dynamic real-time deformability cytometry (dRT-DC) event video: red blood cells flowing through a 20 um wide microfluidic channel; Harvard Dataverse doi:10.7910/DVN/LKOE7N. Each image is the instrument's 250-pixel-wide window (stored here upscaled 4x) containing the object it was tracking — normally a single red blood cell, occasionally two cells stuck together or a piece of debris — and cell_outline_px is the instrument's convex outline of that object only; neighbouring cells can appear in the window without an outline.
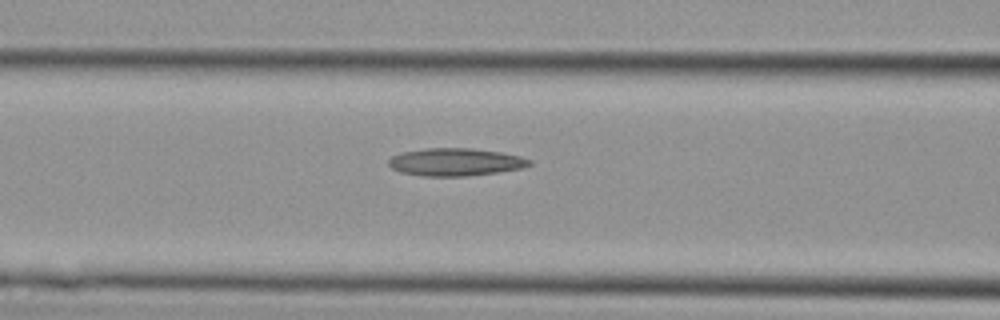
{"species": "Egyptian fruit bat (a non-hibernating species)", "species_latin": "Rousettus aegyptiacus", "temperature_condition": "cold", "stored_images_in_passage": 19, "camera_frame_rate_fps": 3000, "um_per_image_px": 0.085, "animal": {"sex": "female"}, "frame": {"image": 1, "passage_image": 11, "time_ms": 3.333, "image_size_px": [1000, 320], "cell_outline_px": [[532, 164], [524, 168], [496, 172], [464, 176], [424, 176], [400, 172], [392, 168], [388, 164], [388, 160], [392, 156], [400, 152], [424, 148], [468, 148], [500, 152], [520, 156], [532, 160]], "centroid_in_image_um": [38.7, 13.77], "position_along_channel_um": 127.9, "area_um2": 22.72}}
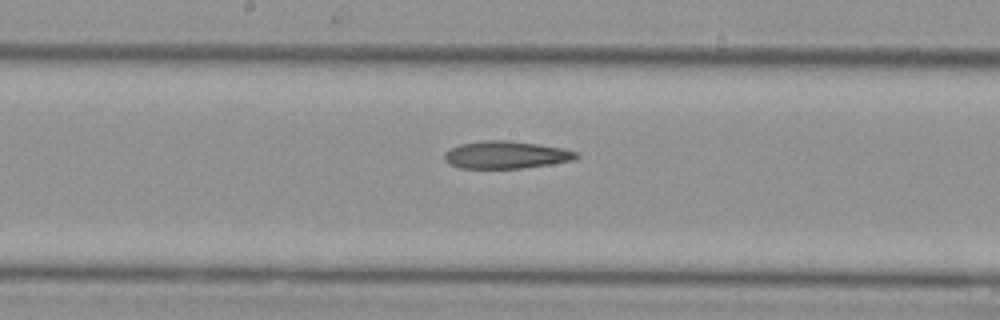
{"frame": {"image": 2, "passage_image": 15, "time_ms": 4.667, "image_size_px": [1000, 320], "cell_outline_px": [[580, 156], [576, 160], [552, 164], [524, 168], [460, 168], [448, 164], [444, 160], [444, 152], [460, 144], [484, 140], [508, 140], [564, 148], [576, 152]], "centroid_in_image_um": [43.02, 13.17], "position_along_channel_um": 205.2, "area_um2": 21.27}}
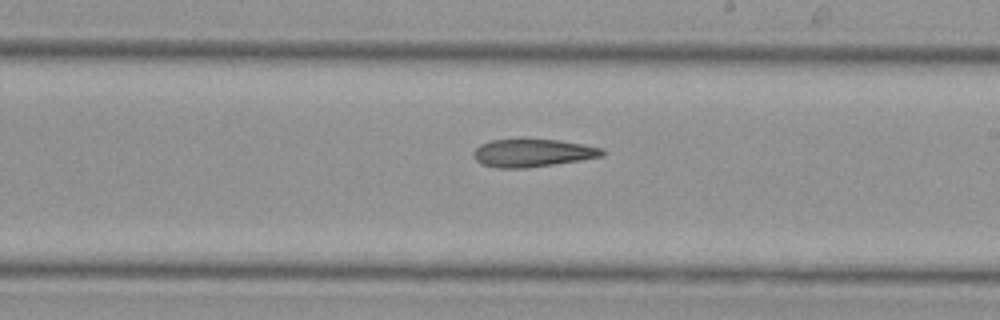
{"frame": {"image": 3, "passage_image": 17, "time_ms": 5.333, "image_size_px": [1000, 320], "cell_outline_px": [[604, 156], [580, 160], [524, 168], [496, 168], [480, 164], [476, 160], [472, 152], [480, 144], [492, 140], [560, 140], [584, 144], [604, 148]], "centroid_in_image_um": [45.27, 13.0], "position_along_channel_um": 243.7, "area_um2": 20.75}}